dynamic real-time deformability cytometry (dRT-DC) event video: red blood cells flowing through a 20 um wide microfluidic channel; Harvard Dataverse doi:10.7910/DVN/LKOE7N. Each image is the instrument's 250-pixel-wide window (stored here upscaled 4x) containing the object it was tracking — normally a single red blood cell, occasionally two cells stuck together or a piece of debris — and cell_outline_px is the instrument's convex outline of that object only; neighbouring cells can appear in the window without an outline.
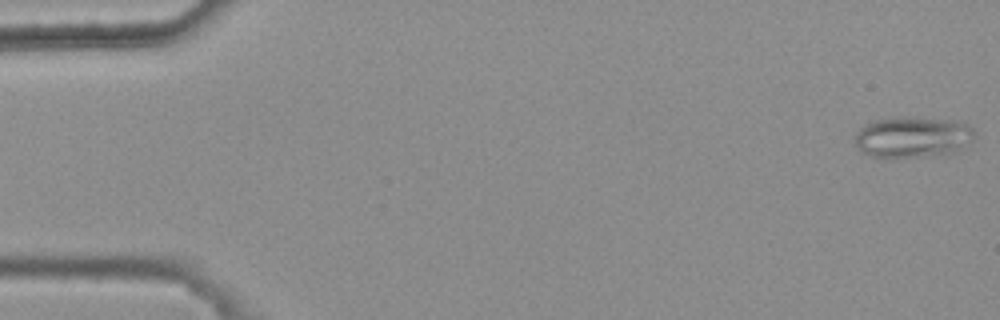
{"species": "common noctule bat (a hibernating species)", "species_latin": "Nyctalus noctula", "temperature_condition": "warm", "stored_images_in_passage": 48, "camera_frame_rate_fps": 3000, "um_per_image_px": 0.085, "animal": {"sex": "female", "body_mass_g": 25.1}, "frame": {"image": 1, "passage_image": 1, "time_ms": 0.0, "image_size_px": [1000, 320], "cell_outline_px": [[976, 136], [960, 152], [888, 160], [872, 156], [860, 152], [856, 144], [856, 132], [864, 124], [872, 120], [948, 120], [968, 124], [976, 132]], "centroid_in_image_um": [77.58, 11.74], "position_along_channel_um": 7.4, "area_um2": 28.32}}
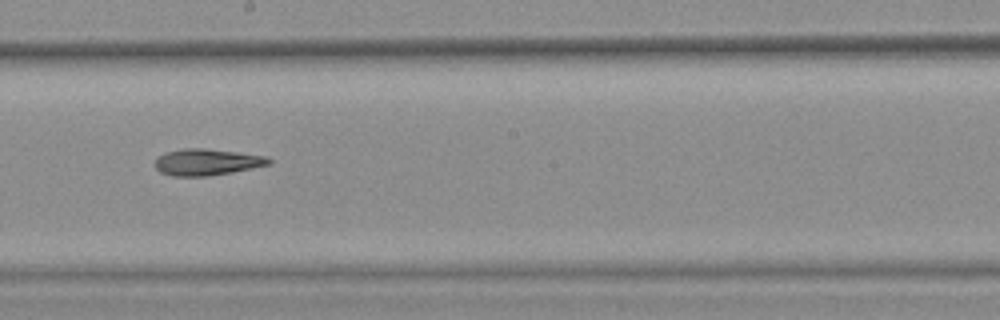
{"frame": {"image": 2, "passage_image": 30, "time_ms": 9.667, "image_size_px": [1000, 320], "cell_outline_px": [[272, 164], [232, 172], [204, 176], [172, 176], [160, 172], [156, 168], [156, 160], [164, 152], [184, 148], [204, 148], [236, 152], [264, 156], [272, 160]], "centroid_in_image_um": [17.58, 13.77], "position_along_channel_um": 230.6, "area_um2": 17.4}}
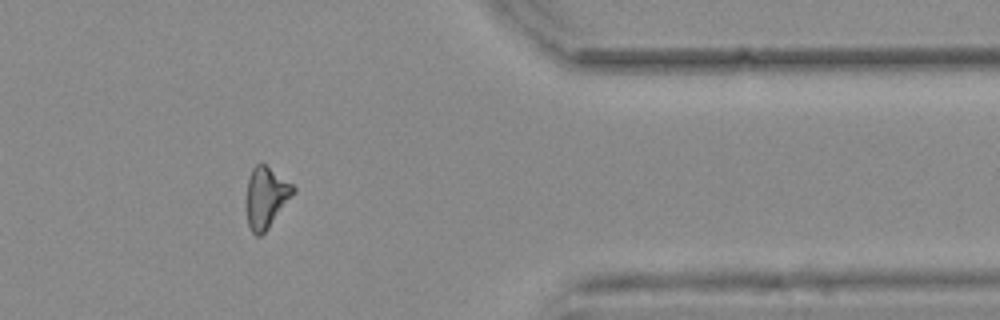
{"frame": {"image": 3, "passage_image": 44, "time_ms": 14.333, "image_size_px": [1000, 320], "cell_outline_px": [[296, 192], [268, 228], [260, 236], [256, 236], [252, 232], [248, 224], [244, 204], [248, 180], [252, 168], [256, 164], [264, 164], [292, 184], [296, 188]], "centroid_in_image_um": [22.58, 16.8], "position_along_channel_um": 388.8, "area_um2": 16.82}}